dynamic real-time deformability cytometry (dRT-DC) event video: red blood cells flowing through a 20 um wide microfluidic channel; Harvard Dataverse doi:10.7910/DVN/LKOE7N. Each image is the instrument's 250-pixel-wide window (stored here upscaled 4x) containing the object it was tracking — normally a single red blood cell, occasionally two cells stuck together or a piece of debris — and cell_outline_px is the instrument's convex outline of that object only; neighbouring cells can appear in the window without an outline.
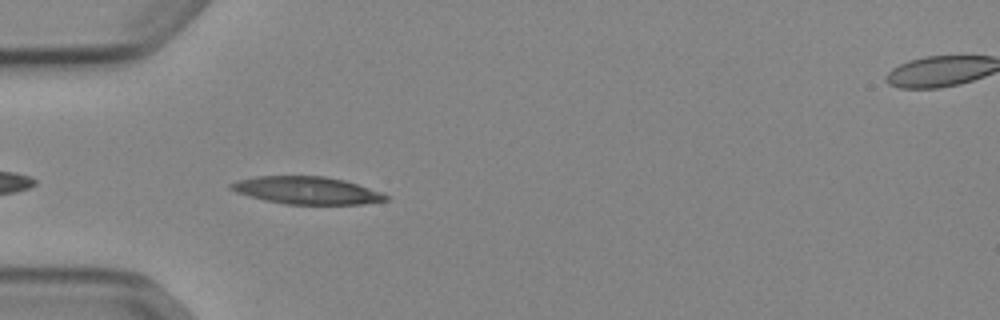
{"species": "Egyptian fruit bat (a non-hibernating species)", "species_latin": "Rousettus aegyptiacus", "temperature_condition": "cold", "stored_images_in_passage": 8, "camera_frame_rate_fps": 3000, "um_per_image_px": 0.085, "animal": {"sex": "female"}, "frame": {"image": 1, "passage_image": 4, "time_ms": 1.0, "image_size_px": [1000, 320], "cell_outline_px": [[388, 200], [364, 204], [288, 204], [264, 200], [236, 192], [228, 188], [228, 184], [236, 180], [256, 176], [324, 176], [344, 180], [380, 192], [388, 196]], "centroid_in_image_um": [26.02, 16.18], "position_along_channel_um": 59.0, "area_um2": 24.68}}